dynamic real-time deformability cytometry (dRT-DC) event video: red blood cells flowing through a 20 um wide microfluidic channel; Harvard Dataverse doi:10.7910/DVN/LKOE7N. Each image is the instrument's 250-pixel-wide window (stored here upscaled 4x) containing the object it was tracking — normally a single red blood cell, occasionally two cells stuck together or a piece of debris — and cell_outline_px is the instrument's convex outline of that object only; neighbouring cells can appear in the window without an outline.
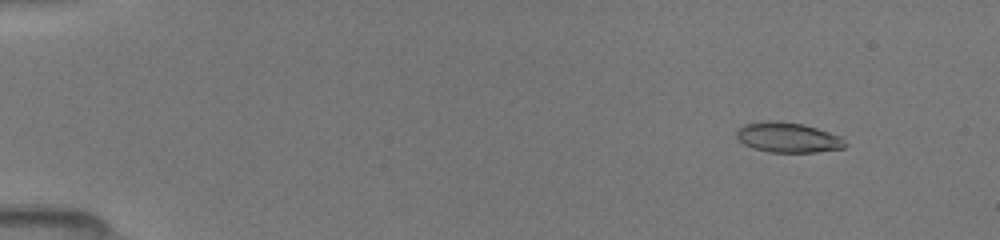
{"species": "common noctule bat (a hibernating species)", "species_latin": "Nyctalus noctula", "temperature_condition": "room temperature", "stored_images_in_passage": 20, "camera_frame_rate_fps": 3000, "um_per_image_px": 0.085, "animal": {"sex": "female", "body_mass_g": 19.5, "forearm_length_mm": 54.1}, "frame": {"image": 1, "passage_image": 1, "time_ms": 0.0, "image_size_px": [1000, 240], "cell_outline_px": [[848, 144], [844, 148], [816, 152], [768, 152], [752, 148], [744, 144], [736, 136], [736, 132], [744, 124], [760, 120], [780, 120], [804, 124], [840, 136]], "centroid_in_image_um": [66.96, 11.67], "position_along_channel_um": 18.0, "area_um2": 19.25}}
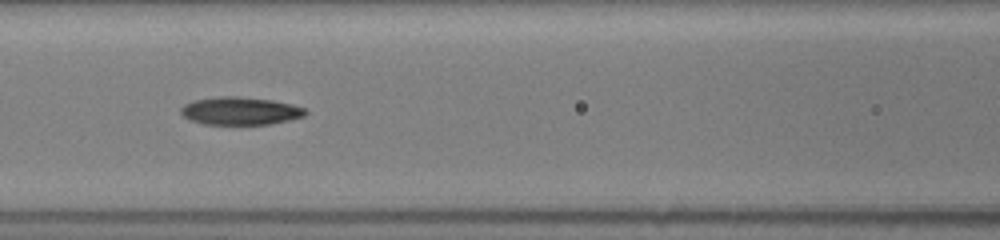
{"frame": {"image": 2, "passage_image": 8, "time_ms": 6.0, "image_size_px": [1000, 240], "cell_outline_px": [[308, 112], [304, 116], [288, 120], [268, 124], [204, 124], [188, 120], [180, 112], [180, 108], [184, 104], [192, 100], [220, 96], [240, 96], [272, 100], [292, 104], [304, 108]], "centroid_in_image_um": [20.38, 9.42], "position_along_channel_um": 146.2, "area_um2": 20.29}}
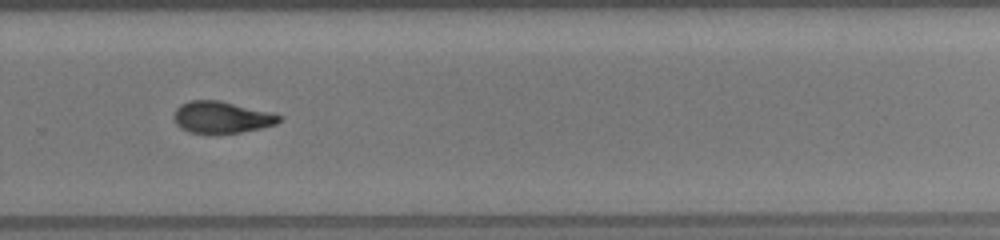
{"frame": {"image": 3, "passage_image": 18, "time_ms": 10.0, "image_size_px": [1000, 240], "cell_outline_px": [[284, 116], [276, 124], [260, 128], [240, 132], [188, 132], [180, 128], [176, 124], [172, 116], [176, 108], [180, 104], [188, 100], [220, 100], [276, 112]], "centroid_in_image_um": [18.86, 9.93], "position_along_channel_um": 310.9, "area_um2": 19.71}}